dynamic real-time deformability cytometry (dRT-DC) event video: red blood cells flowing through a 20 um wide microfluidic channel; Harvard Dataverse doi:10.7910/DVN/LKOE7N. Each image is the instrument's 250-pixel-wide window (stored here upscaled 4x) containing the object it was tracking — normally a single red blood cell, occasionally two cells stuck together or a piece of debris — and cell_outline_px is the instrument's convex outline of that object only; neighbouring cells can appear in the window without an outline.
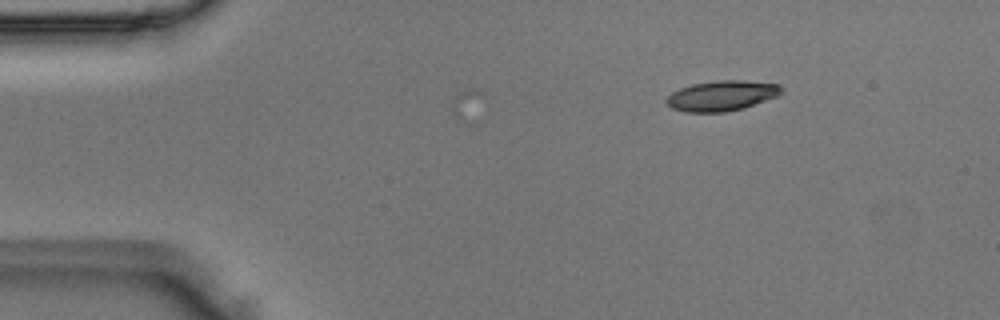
{"species": "Egyptian fruit bat (a non-hibernating species)", "species_latin": "Rousettus aegyptiacus", "temperature_condition": "room temperature", "stored_images_in_passage": 4, "camera_frame_rate_fps": 3000, "um_per_image_px": 0.085, "animal": {"sex": "male"}, "frame": {"image": 1, "passage_image": 1, "time_ms": 0.0, "image_size_px": [1000, 320], "cell_outline_px": [[784, 92], [780, 96], [744, 108], [724, 112], [684, 112], [672, 108], [664, 100], [672, 92], [680, 88], [692, 84], [716, 80], [744, 80], [780, 84]], "centroid_in_image_um": [61.39, 8.13], "position_along_channel_um": 23.6, "area_um2": 20.58}}